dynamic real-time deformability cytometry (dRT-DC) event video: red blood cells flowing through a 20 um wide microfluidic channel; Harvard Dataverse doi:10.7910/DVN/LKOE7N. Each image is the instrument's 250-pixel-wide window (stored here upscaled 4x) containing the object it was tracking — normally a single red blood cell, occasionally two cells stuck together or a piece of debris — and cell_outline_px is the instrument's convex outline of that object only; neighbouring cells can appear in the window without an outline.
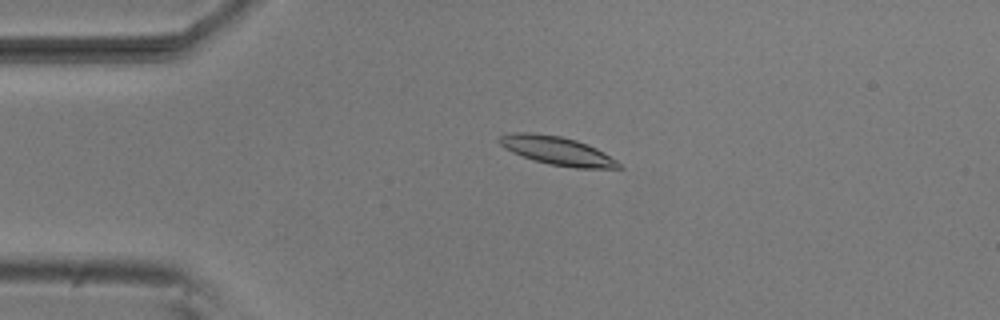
{"species": "common noctule bat (a hibernating species)", "species_latin": "Nyctalus noctula", "temperature_condition": "room temperature", "stored_images_in_passage": 55, "camera_frame_rate_fps": 3000, "um_per_image_px": 0.085, "animal": {"sex": "male", "body_mass_g": 20.5, "forearm_length_mm": 52.5}, "frame": {"image": 1, "passage_image": 12, "time_ms": 3.667, "image_size_px": [1000, 320], "cell_outline_px": [[624, 168], [576, 168], [548, 164], [512, 152], [504, 148], [496, 140], [500, 136], [508, 132], [532, 132], [560, 136], [576, 140], [588, 144], [604, 152], [616, 160]], "centroid_in_image_um": [47.33, 12.79], "position_along_channel_um": 37.7, "area_um2": 19.83}}
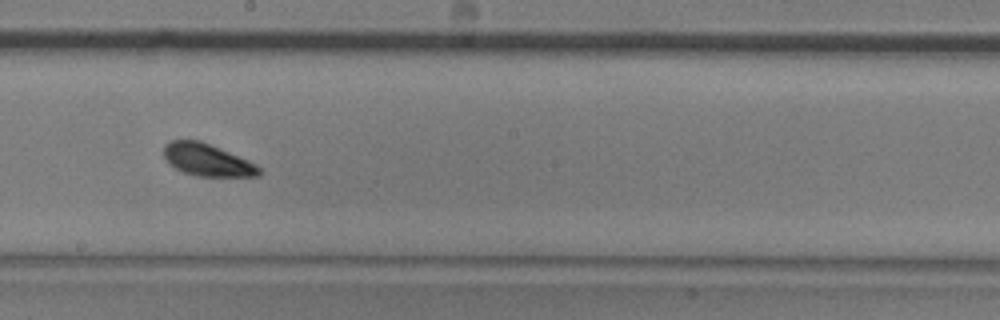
{"frame": {"image": 2, "passage_image": 30, "time_ms": 9.667, "image_size_px": [1000, 320], "cell_outline_px": [[260, 176], [196, 176], [184, 172], [168, 164], [164, 156], [164, 144], [172, 140], [200, 140], [248, 160], [256, 164], [260, 168]], "centroid_in_image_um": [17.59, 13.59], "position_along_channel_um": 230.6, "area_um2": 17.8}}
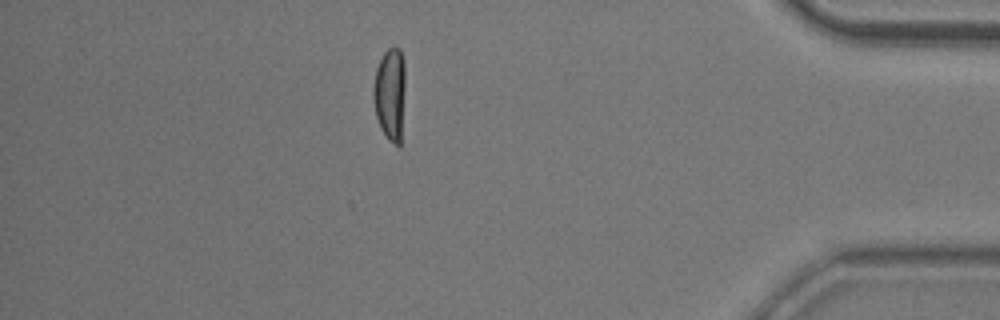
{"frame": {"image": 3, "passage_image": 48, "time_ms": 15.667, "image_size_px": [1000, 320], "cell_outline_px": [[404, 88], [400, 148], [396, 148], [388, 140], [380, 128], [376, 116], [372, 96], [372, 92], [376, 68], [384, 52], [388, 48], [400, 48], [404, 60]], "centroid_in_image_um": [33.14, 8.03], "position_along_channel_um": 402.1, "area_um2": 17.4}, "authors_computed_cell_mechanics": {"area_um2": 18.3804, "velocity_mm_per_s": 3.607, "shape_relaxation_time_tau1_ms": null, "shape_relaxation_time_tau2_ms": 1.7076, "deformation_change_tau1": null, "deformation_change_tau2": 0.0687}}